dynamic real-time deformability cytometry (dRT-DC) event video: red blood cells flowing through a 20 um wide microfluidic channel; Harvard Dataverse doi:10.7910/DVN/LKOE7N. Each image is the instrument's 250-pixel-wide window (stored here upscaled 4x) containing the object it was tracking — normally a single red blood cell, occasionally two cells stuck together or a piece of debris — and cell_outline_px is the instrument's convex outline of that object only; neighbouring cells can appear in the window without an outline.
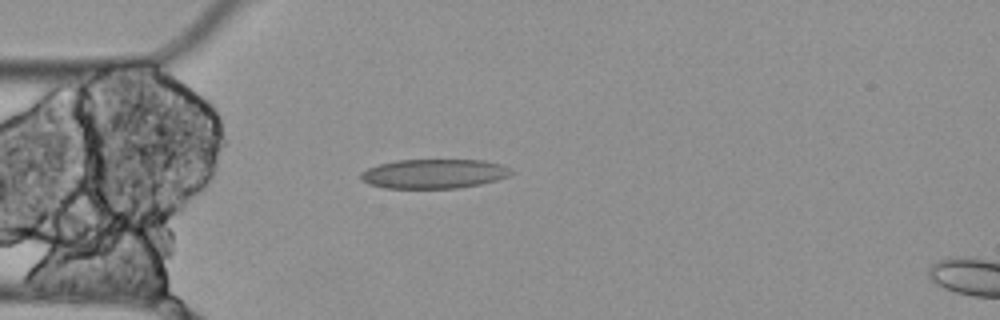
{"species": "Egyptian fruit bat (a non-hibernating species)", "species_latin": "Rousettus aegyptiacus", "temperature_condition": "cold", "stored_images_in_passage": 2, "camera_frame_rate_fps": 3000, "um_per_image_px": 0.085, "animal": {"sex": "female"}, "frame": {"image": 1, "passage_image": 1, "time_ms": 0.0, "image_size_px": [1000, 320], "cell_outline_px": [[512, 172], [508, 176], [496, 180], [480, 184], [456, 188], [384, 188], [368, 184], [360, 180], [360, 172], [368, 168], [380, 164], [396, 160], [484, 160], [500, 164], [508, 168]], "centroid_in_image_um": [36.83, 14.77], "position_along_channel_um": 48.2, "area_um2": 25.66}}